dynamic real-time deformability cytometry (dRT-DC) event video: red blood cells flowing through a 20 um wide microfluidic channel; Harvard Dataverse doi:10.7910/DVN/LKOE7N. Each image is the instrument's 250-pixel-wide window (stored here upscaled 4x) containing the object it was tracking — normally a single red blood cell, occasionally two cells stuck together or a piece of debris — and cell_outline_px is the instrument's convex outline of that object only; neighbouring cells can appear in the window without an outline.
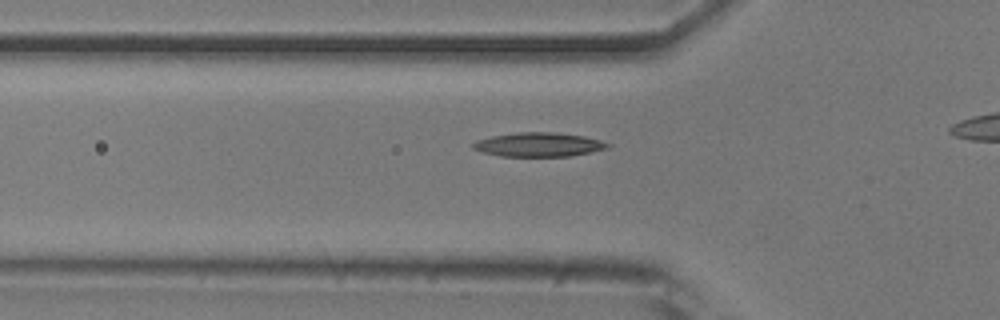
{"species": "common noctule bat (a hibernating species)", "species_latin": "Nyctalus noctula", "temperature_condition": "room temperature", "stored_images_in_passage": 33, "camera_frame_rate_fps": 3000, "um_per_image_px": 0.085, "animal": {"sex": "male", "body_mass_g": 20.5, "forearm_length_mm": 52.5}, "frame": {"image": 1, "passage_image": 8, "time_ms": 2.333, "image_size_px": [1000, 320], "cell_outline_px": [[612, 144], [608, 148], [568, 156], [500, 156], [484, 152], [472, 148], [472, 144], [476, 140], [492, 136], [516, 132], [552, 132], [584, 136], [600, 140]], "centroid_in_image_um": [45.77, 12.28], "position_along_channel_um": 80.0, "area_um2": 18.73}}
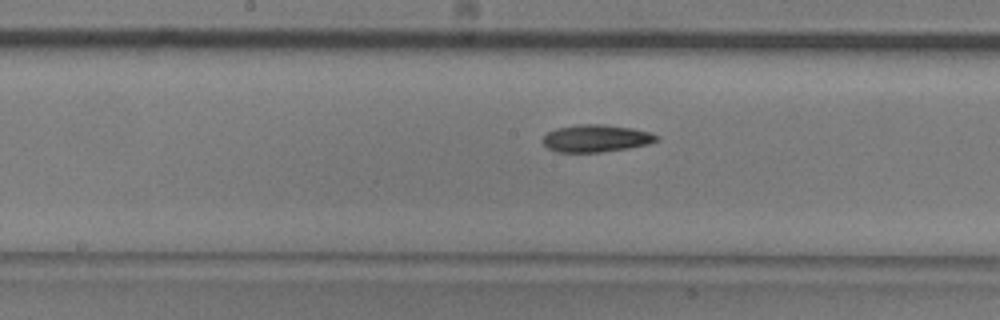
{"frame": {"image": 2, "passage_image": 17, "time_ms": 5.333, "image_size_px": [1000, 320], "cell_outline_px": [[660, 140], [648, 144], [628, 148], [600, 152], [556, 152], [548, 148], [540, 140], [548, 132], [556, 128], [580, 124], [604, 124], [632, 128], [652, 132], [660, 136]], "centroid_in_image_um": [50.69, 11.75], "position_along_channel_um": 197.5, "area_um2": 18.32}}
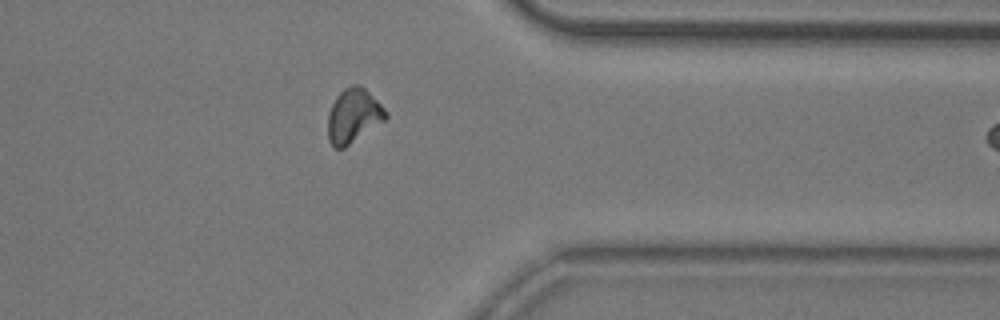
{"frame": {"image": 3, "passage_image": 32, "time_ms": 10.333, "image_size_px": [1000, 320], "cell_outline_px": [[388, 116], [384, 120], [344, 148], [336, 148], [328, 140], [328, 112], [336, 96], [344, 88], [352, 84], [360, 84], [388, 112]], "centroid_in_image_um": [30.02, 9.82], "position_along_channel_um": 381.4, "area_um2": 18.03}}